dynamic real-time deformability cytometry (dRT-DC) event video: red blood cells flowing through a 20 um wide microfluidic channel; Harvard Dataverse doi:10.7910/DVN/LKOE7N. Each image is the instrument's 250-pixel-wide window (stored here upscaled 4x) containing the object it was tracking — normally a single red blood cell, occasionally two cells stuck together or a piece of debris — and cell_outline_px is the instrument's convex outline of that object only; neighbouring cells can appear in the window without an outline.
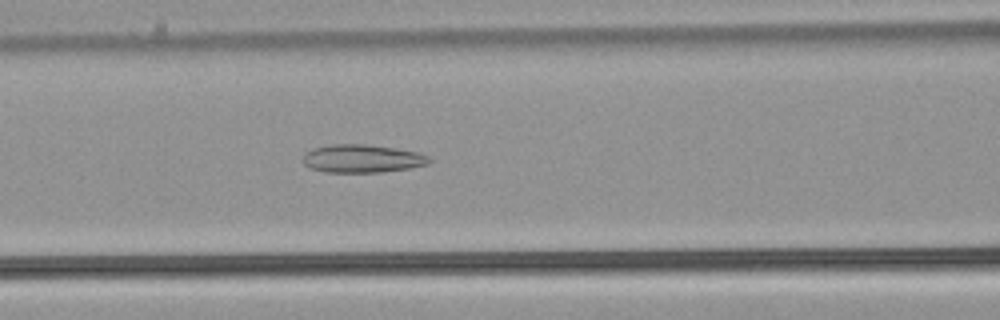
{"species": "common noctule bat (a hibernating species)", "species_latin": "Nyctalus noctula", "temperature_condition": "warm", "stored_images_in_passage": 43, "camera_frame_rate_fps": 3000, "um_per_image_px": 0.085, "animal": {"sex": "male", "body_mass_g": 21.5, "forearm_length_mm": 52.0}, "frame": {"image": 1, "passage_image": 18, "time_ms": 5.667, "image_size_px": [1000, 320], "cell_outline_px": [[432, 160], [428, 164], [412, 168], [380, 172], [324, 172], [308, 168], [304, 164], [304, 152], [312, 148], [332, 144], [364, 144], [396, 148], [416, 152], [428, 156]], "centroid_in_image_um": [30.77, 13.48], "position_along_channel_um": 135.8, "area_um2": 20.81}}
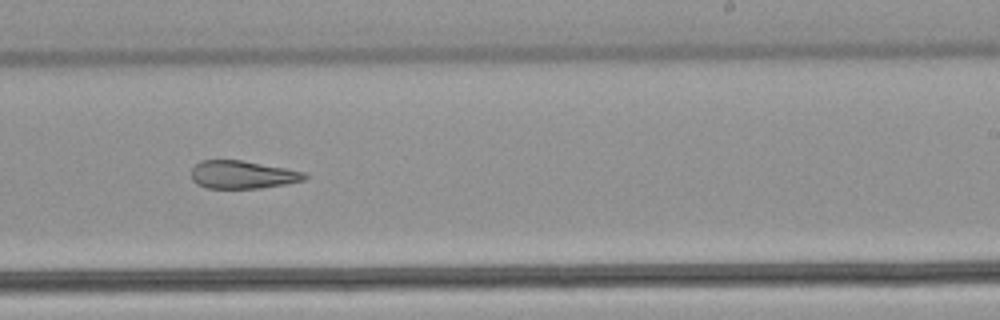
{"frame": {"image": 2, "passage_image": 28, "time_ms": 9.0, "image_size_px": [1000, 320], "cell_outline_px": [[308, 176], [304, 180], [284, 184], [260, 188], [208, 188], [196, 184], [192, 180], [192, 168], [200, 160], [244, 160], [304, 172]], "centroid_in_image_um": [20.58, 14.84], "position_along_channel_um": 268.4, "area_um2": 18.38}}
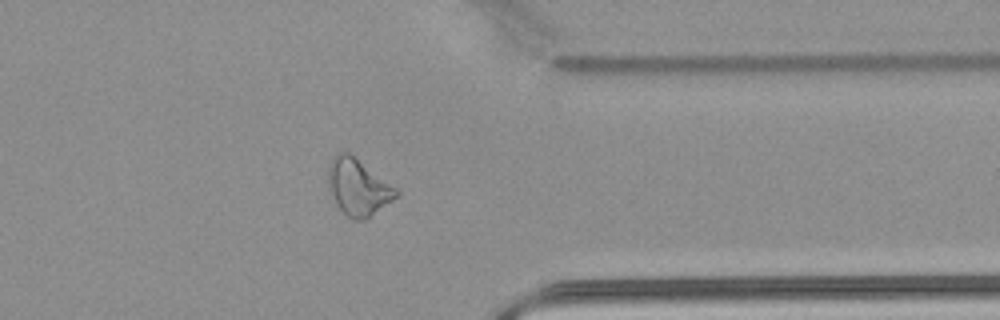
{"frame": {"image": 3, "passage_image": 37, "time_ms": 12.0, "image_size_px": [1000, 320], "cell_outline_px": [[400, 192], [392, 200], [364, 220], [352, 220], [336, 204], [328, 188], [328, 164], [332, 156], [336, 152], [348, 152], [400, 188]], "centroid_in_image_um": [30.44, 15.87], "position_along_channel_um": 381.0, "area_um2": 22.6}}